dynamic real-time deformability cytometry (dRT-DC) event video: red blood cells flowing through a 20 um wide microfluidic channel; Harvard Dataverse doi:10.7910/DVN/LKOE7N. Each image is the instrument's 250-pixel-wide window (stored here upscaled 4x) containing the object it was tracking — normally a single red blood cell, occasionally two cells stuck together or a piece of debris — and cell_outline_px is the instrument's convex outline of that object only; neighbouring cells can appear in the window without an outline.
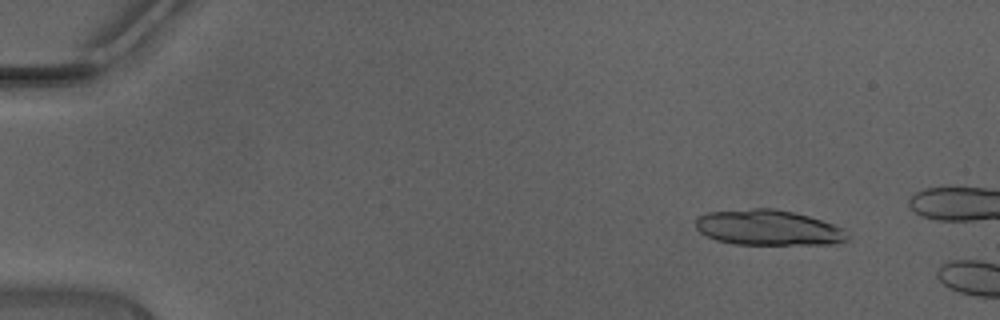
{"species": "Egyptian fruit bat (a non-hibernating species)", "species_latin": "Rousettus aegyptiacus", "temperature_condition": "warm", "stored_images_in_passage": 8, "camera_frame_rate_fps": 3000, "um_per_image_px": 0.085, "animal": {"sex": "male"}, "frame": {"image": 1, "passage_image": 5, "time_ms": 1.333, "image_size_px": [1000, 320], "cell_outline_px": [[852, 236], [848, 240], [832, 244], [736, 244], [716, 240], [700, 232], [696, 228], [696, 220], [700, 216], [708, 212], [752, 208], [776, 208], [808, 216], [844, 228]], "centroid_in_image_um": [65.34, 19.35], "position_along_channel_um": 19.7, "area_um2": 31.33}}